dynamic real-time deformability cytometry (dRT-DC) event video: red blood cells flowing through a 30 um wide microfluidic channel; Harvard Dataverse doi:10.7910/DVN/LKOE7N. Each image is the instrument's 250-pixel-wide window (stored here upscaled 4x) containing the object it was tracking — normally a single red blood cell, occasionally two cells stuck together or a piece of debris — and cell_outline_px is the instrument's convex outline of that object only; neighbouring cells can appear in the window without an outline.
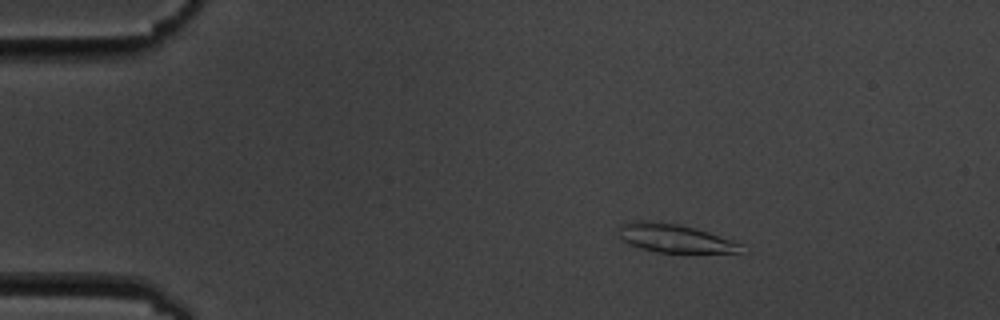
{"species": "common noctule bat (a hibernating species)", "species_latin": "Nyctalus noctula", "temperature_condition": "cold", "stored_images_in_passage": 4, "camera_frame_rate_fps": 3000, "um_per_image_px": 0.085, "animal": {"sex": "male", "body_mass_g": 19.5, "forearm_length_mm": 54.6}, "frame": {"image": 1, "passage_image": 2, "time_ms": 2.0, "image_size_px": [1000, 320], "cell_outline_px": [[744, 244], [740, 252], [656, 252], [640, 248], [624, 240], [620, 236], [620, 224], [632, 220], [648, 220], [680, 224], [696, 228]], "centroid_in_image_um": [57.34, 20.23], "position_along_channel_um": 27.7, "area_um2": 20.11}}